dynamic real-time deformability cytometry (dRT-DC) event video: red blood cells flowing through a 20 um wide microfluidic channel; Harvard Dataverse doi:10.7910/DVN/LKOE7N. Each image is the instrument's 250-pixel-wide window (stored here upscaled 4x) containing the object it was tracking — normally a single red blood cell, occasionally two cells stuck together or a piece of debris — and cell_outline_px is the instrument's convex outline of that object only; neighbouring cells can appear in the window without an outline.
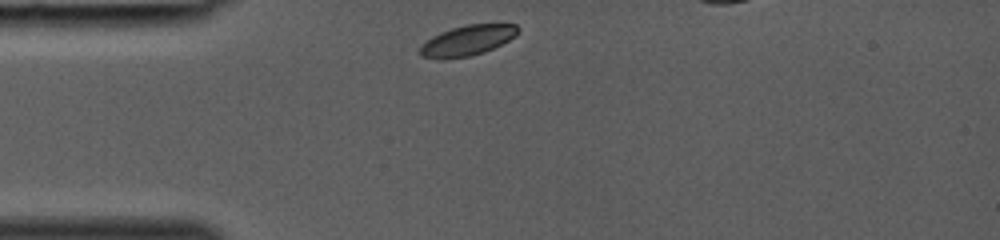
{"species": "common noctule bat (a hibernating species)", "species_latin": "Nyctalus noctula", "temperature_condition": "room temperature", "stored_images_in_passage": 25, "camera_frame_rate_fps": 3000, "um_per_image_px": 0.085, "animal": {"sex": "female", "body_mass_g": 19.0, "forearm_length_mm": 53.3}, "frame": {"image": 1, "passage_image": 1, "time_ms": 0.0, "image_size_px": [1000, 240], "cell_outline_px": [[520, 28], [516, 36], [484, 52], [472, 56], [444, 60], [436, 60], [420, 56], [420, 44], [432, 36], [440, 32], [464, 24], [516, 24]], "centroid_in_image_um": [39.68, 3.46], "position_along_channel_um": 45.3, "area_um2": 17.63}}
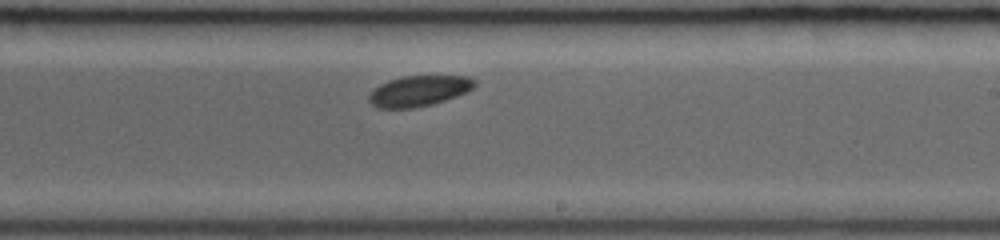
{"frame": {"image": 2, "passage_image": 15, "time_ms": 4.667, "image_size_px": [1000, 240], "cell_outline_px": [[476, 84], [472, 88], [456, 96], [432, 104], [416, 108], [376, 108], [368, 100], [368, 96], [380, 84], [388, 80], [404, 76], [468, 76], [476, 80]], "centroid_in_image_um": [35.59, 7.73], "position_along_channel_um": 253.4, "area_um2": 18.73}}
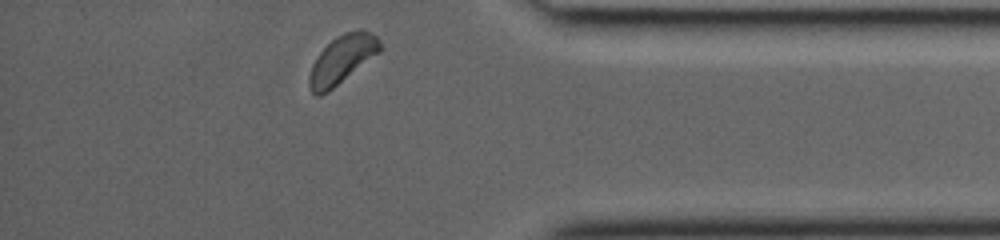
{"frame": {"image": 3, "passage_image": 25, "time_ms": 8.0, "image_size_px": [1000, 240], "cell_outline_px": [[380, 52], [328, 92], [320, 96], [316, 96], [312, 92], [308, 84], [308, 76], [312, 64], [320, 52], [336, 36], [344, 32], [360, 28], [376, 36], [380, 40]], "centroid_in_image_um": [29.06, 5.06], "position_along_channel_um": 406.1, "area_um2": 19.83}}